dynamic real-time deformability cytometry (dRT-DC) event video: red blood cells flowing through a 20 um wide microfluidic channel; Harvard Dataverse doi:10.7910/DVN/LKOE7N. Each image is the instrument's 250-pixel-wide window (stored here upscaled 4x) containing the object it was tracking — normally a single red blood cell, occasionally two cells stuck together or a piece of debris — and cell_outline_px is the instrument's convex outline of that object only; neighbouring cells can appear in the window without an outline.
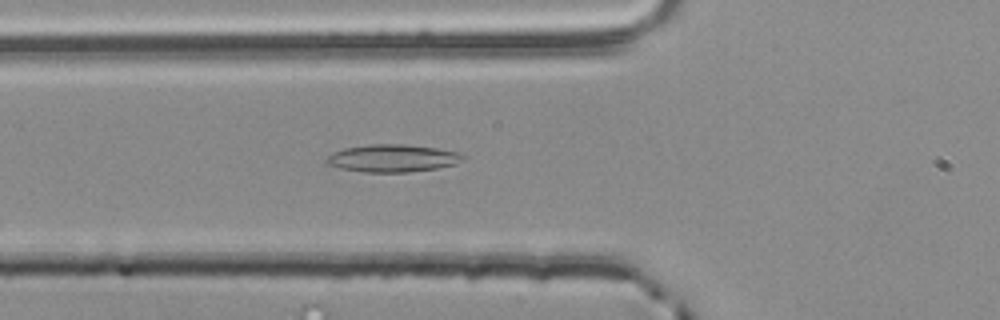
{"species": "common noctule bat (a hibernating species)", "species_latin": "Nyctalus noctula", "temperature_condition": "room temperature", "stored_images_in_passage": 42, "camera_frame_rate_fps": 3000, "um_per_image_px": 0.085, "animal": {"sex": "male", "body_mass_g": 20.4}, "frame": {"image": 1, "passage_image": 8, "time_ms": 2.333, "image_size_px": [1000, 320], "cell_outline_px": [[468, 156], [464, 160], [456, 164], [436, 168], [408, 172], [364, 172], [340, 168], [328, 164], [324, 160], [328, 156], [344, 148], [368, 144], [404, 144], [436, 148], [460, 152]], "centroid_in_image_um": [33.42, 13.44], "position_along_channel_um": 92.4, "area_um2": 21.96}}
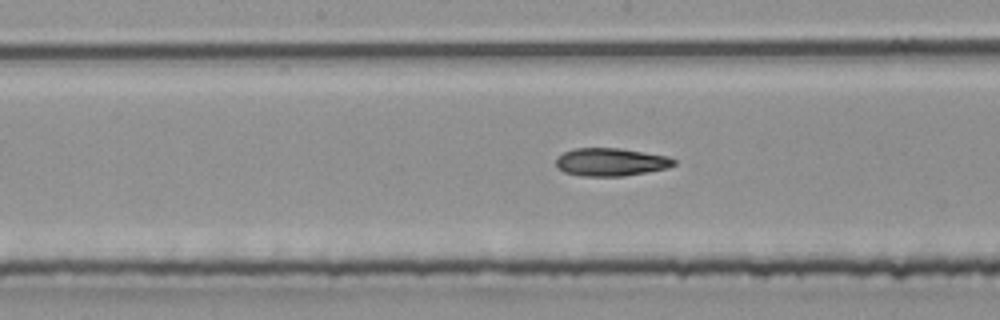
{"frame": {"image": 2, "passage_image": 16, "time_ms": 5.0, "image_size_px": [1000, 320], "cell_outline_px": [[676, 164], [668, 168], [648, 172], [624, 176], [580, 176], [564, 172], [556, 168], [556, 160], [564, 152], [576, 148], [620, 148], [668, 156], [676, 160]], "centroid_in_image_um": [51.94, 13.78], "position_along_channel_um": 196.3, "area_um2": 19.31}}
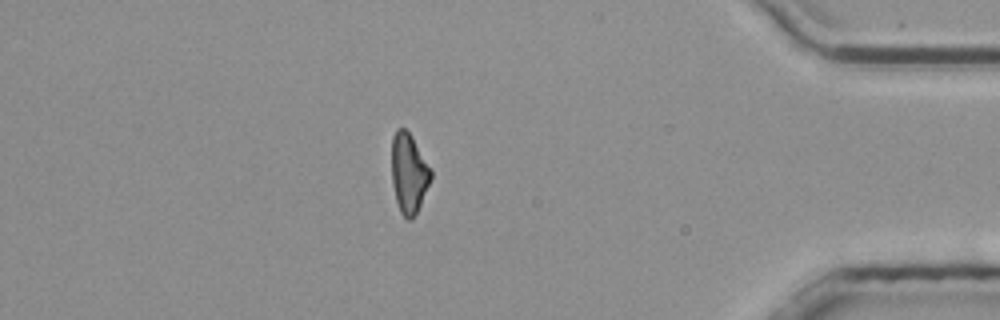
{"frame": {"image": 3, "passage_image": 35, "time_ms": 11.333, "image_size_px": [1000, 320], "cell_outline_px": [[432, 176], [420, 204], [412, 220], [408, 220], [400, 212], [396, 200], [392, 184], [392, 136], [396, 128], [404, 128], [412, 136], [432, 172]], "centroid_in_image_um": [34.73, 14.71], "position_along_channel_um": 400.5, "area_um2": 17.98}, "authors_computed_cell_mechanics": {"area_um2": 19.074, "velocity_mm_per_s": 3.8605, "shape_relaxation_time_tau1_ms": null, "shape_relaxation_time_tau2_ms": 7.2769, "deformation_change_tau1": null, "deformation_change_tau2": 0.1804}}